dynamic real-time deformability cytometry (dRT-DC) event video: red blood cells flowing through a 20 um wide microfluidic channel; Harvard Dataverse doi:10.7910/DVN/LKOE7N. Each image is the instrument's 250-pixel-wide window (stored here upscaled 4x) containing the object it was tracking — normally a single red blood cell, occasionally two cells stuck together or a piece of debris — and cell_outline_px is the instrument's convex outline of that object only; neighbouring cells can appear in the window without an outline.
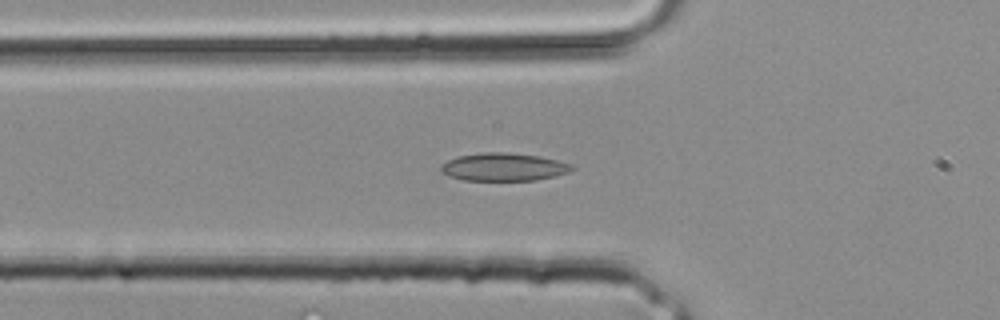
{"species": "common noctule bat (a hibernating species)", "species_latin": "Nyctalus noctula", "temperature_condition": "room temperature", "stored_images_in_passage": 9, "camera_frame_rate_fps": 3000, "um_per_image_px": 0.085, "animal": {"sex": "male", "body_mass_g": 20.4}, "frame": {"image": 1, "passage_image": 2, "time_ms": 0.333, "image_size_px": [1000, 320], "cell_outline_px": [[576, 168], [568, 172], [536, 180], [464, 180], [448, 176], [440, 172], [440, 164], [456, 156], [480, 152], [504, 152], [540, 156], [572, 164]], "centroid_in_image_um": [42.76, 14.18], "position_along_channel_um": 83.0, "area_um2": 21.39}}
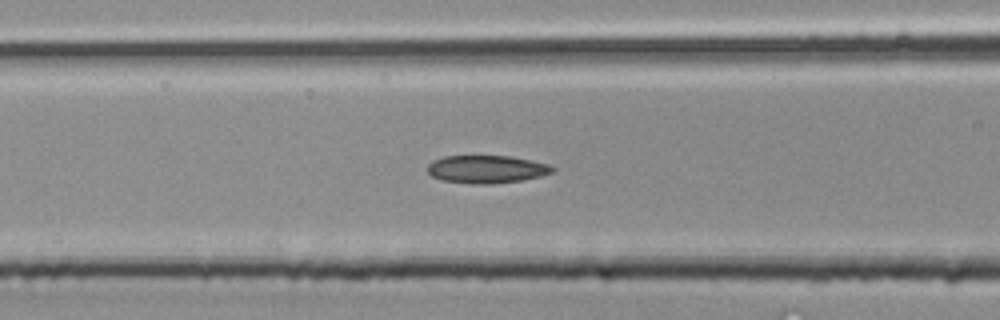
{"frame": {"image": 2, "passage_image": 4, "time_ms": 1.0, "image_size_px": [1000, 320], "cell_outline_px": [[556, 172], [540, 176], [520, 180], [484, 184], [480, 184], [444, 180], [432, 176], [428, 172], [428, 164], [432, 160], [444, 156], [512, 156], [532, 160], [548, 164], [556, 168]], "centroid_in_image_um": [41.4, 14.36], "position_along_channel_um": 125.2, "area_um2": 20.11}}